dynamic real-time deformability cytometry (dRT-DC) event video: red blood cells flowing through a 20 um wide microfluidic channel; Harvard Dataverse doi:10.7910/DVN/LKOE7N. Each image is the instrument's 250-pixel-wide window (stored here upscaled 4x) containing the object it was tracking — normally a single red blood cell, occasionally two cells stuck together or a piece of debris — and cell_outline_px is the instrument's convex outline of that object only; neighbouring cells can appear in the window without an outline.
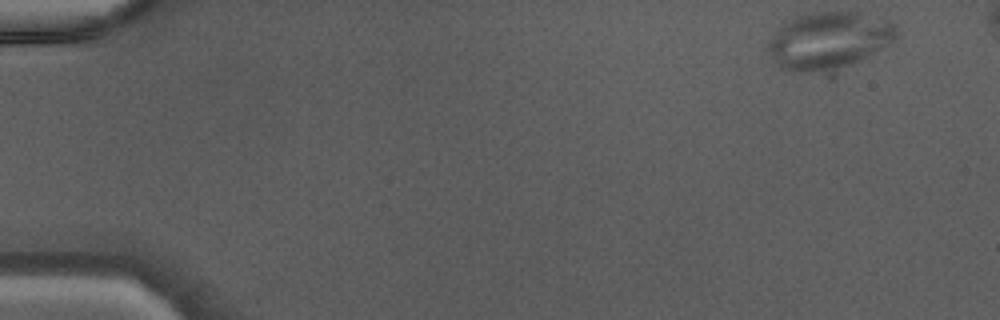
{"species": "Egyptian fruit bat (a non-hibernating species)", "species_latin": "Rousettus aegyptiacus", "temperature_condition": "warm", "stored_images_in_passage": 42, "camera_frame_rate_fps": 3000, "um_per_image_px": 0.085, "animal": {"sex": "male"}, "frame": {"image": 1, "passage_image": 1, "time_ms": 0.0, "image_size_px": [1000, 320], "cell_outline_px": [[896, 36], [888, 44], [860, 60], [828, 68], [808, 72], [796, 72], [780, 68], [772, 60], [768, 48], [768, 40], [784, 24], [800, 16], [816, 12], [856, 12], [888, 20], [896, 24]], "centroid_in_image_um": [70.42, 3.42], "position_along_channel_um": 14.6, "area_um2": 41.27}}
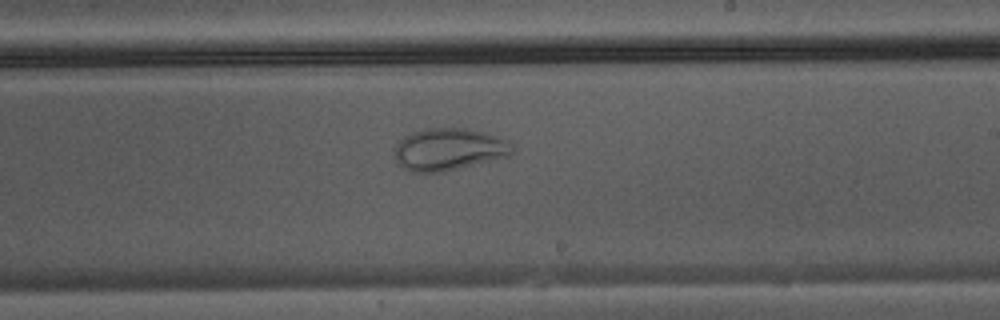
{"frame": {"image": 2, "passage_image": 26, "time_ms": 8.333, "image_size_px": [1000, 320], "cell_outline_px": [[512, 152], [508, 156], [444, 172], [412, 172], [404, 168], [396, 160], [396, 144], [404, 136], [412, 132], [424, 128], [468, 128], [488, 132], [508, 140], [512, 144]], "centroid_in_image_um": [38.17, 12.68], "position_along_channel_um": 250.8, "area_um2": 29.02}}
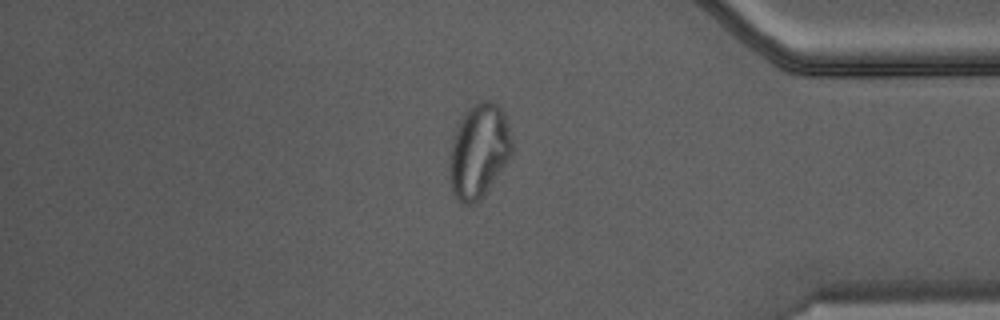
{"frame": {"image": 3, "passage_image": 37, "time_ms": 12.0, "image_size_px": [1000, 320], "cell_outline_px": [[512, 156], [484, 196], [480, 200], [472, 204], [464, 204], [456, 200], [452, 192], [448, 168], [452, 136], [464, 112], [472, 104], [480, 100], [492, 100], [504, 112], [508, 120], [512, 140]], "centroid_in_image_um": [40.7, 12.83], "position_along_channel_um": 394.5, "area_um2": 35.08}}